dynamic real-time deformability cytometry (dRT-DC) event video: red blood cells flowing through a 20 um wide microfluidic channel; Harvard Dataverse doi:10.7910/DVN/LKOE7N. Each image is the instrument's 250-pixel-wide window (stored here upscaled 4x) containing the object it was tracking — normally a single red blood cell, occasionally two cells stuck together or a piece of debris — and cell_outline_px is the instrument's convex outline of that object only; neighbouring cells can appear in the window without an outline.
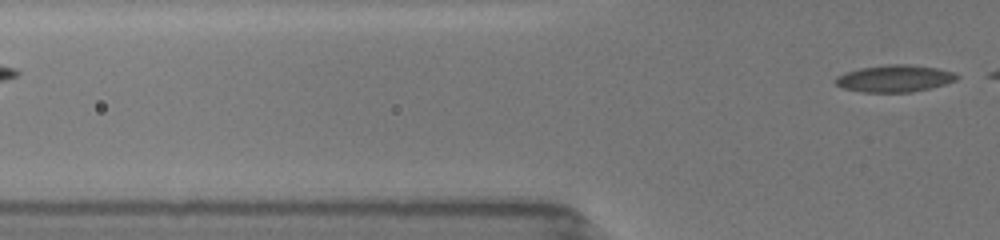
{"species": "common noctule bat (a hibernating species)", "species_latin": "Nyctalus noctula", "temperature_condition": "room temperature", "stored_images_in_passage": 3, "camera_frame_rate_fps": 3000, "um_per_image_px": 0.085, "animal": {"sex": "female", "body_mass_g": 19.5, "forearm_length_mm": 54.1}, "frame": {"image": 1, "passage_image": 3, "time_ms": 2.333, "image_size_px": [1000, 240], "cell_outline_px": [[960, 76], [956, 80], [944, 84], [912, 92], [864, 92], [840, 88], [832, 80], [836, 76], [844, 72], [860, 68], [888, 64], [912, 64], [936, 68], [952, 72]], "centroid_in_image_um": [75.97, 6.66], "position_along_channel_um": 49.8, "area_um2": 19.19}}